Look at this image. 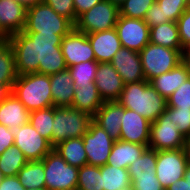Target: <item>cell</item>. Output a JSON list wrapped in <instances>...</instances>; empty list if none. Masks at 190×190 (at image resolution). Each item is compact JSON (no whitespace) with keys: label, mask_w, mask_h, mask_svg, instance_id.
Listing matches in <instances>:
<instances>
[{"label":"cell","mask_w":190,"mask_h":190,"mask_svg":"<svg viewBox=\"0 0 190 190\" xmlns=\"http://www.w3.org/2000/svg\"><path fill=\"white\" fill-rule=\"evenodd\" d=\"M65 35L23 31L10 35L7 40L14 51L18 76L29 73L50 76L67 69L60 47Z\"/></svg>","instance_id":"6da1fadb"},{"label":"cell","mask_w":190,"mask_h":190,"mask_svg":"<svg viewBox=\"0 0 190 190\" xmlns=\"http://www.w3.org/2000/svg\"><path fill=\"white\" fill-rule=\"evenodd\" d=\"M110 63L121 76L124 84L145 80L139 52L121 47Z\"/></svg>","instance_id":"e0dca14e"},{"label":"cell","mask_w":190,"mask_h":190,"mask_svg":"<svg viewBox=\"0 0 190 190\" xmlns=\"http://www.w3.org/2000/svg\"><path fill=\"white\" fill-rule=\"evenodd\" d=\"M16 1L19 2L26 9H29L32 6H35L36 4H39L40 2H42V0H16Z\"/></svg>","instance_id":"681fc988"},{"label":"cell","mask_w":190,"mask_h":190,"mask_svg":"<svg viewBox=\"0 0 190 190\" xmlns=\"http://www.w3.org/2000/svg\"><path fill=\"white\" fill-rule=\"evenodd\" d=\"M11 93L12 89L7 84L0 83V103L6 100Z\"/></svg>","instance_id":"c3c4849f"},{"label":"cell","mask_w":190,"mask_h":190,"mask_svg":"<svg viewBox=\"0 0 190 190\" xmlns=\"http://www.w3.org/2000/svg\"><path fill=\"white\" fill-rule=\"evenodd\" d=\"M9 35L0 27V41L7 40Z\"/></svg>","instance_id":"db71d44e"},{"label":"cell","mask_w":190,"mask_h":190,"mask_svg":"<svg viewBox=\"0 0 190 190\" xmlns=\"http://www.w3.org/2000/svg\"><path fill=\"white\" fill-rule=\"evenodd\" d=\"M147 148L146 145L131 143L124 140L114 141L107 163L110 166L128 169L131 163L136 161Z\"/></svg>","instance_id":"7402d4cb"},{"label":"cell","mask_w":190,"mask_h":190,"mask_svg":"<svg viewBox=\"0 0 190 190\" xmlns=\"http://www.w3.org/2000/svg\"><path fill=\"white\" fill-rule=\"evenodd\" d=\"M156 2L162 9L163 20L177 22L187 9L189 0H157Z\"/></svg>","instance_id":"8d00e7d4"},{"label":"cell","mask_w":190,"mask_h":190,"mask_svg":"<svg viewBox=\"0 0 190 190\" xmlns=\"http://www.w3.org/2000/svg\"><path fill=\"white\" fill-rule=\"evenodd\" d=\"M95 85L103 102L118 101L120 99L124 82L111 63H99Z\"/></svg>","instance_id":"2e32d148"},{"label":"cell","mask_w":190,"mask_h":190,"mask_svg":"<svg viewBox=\"0 0 190 190\" xmlns=\"http://www.w3.org/2000/svg\"><path fill=\"white\" fill-rule=\"evenodd\" d=\"M48 4L58 15L69 19L74 25L77 22L73 0H42Z\"/></svg>","instance_id":"f35d334b"},{"label":"cell","mask_w":190,"mask_h":190,"mask_svg":"<svg viewBox=\"0 0 190 190\" xmlns=\"http://www.w3.org/2000/svg\"><path fill=\"white\" fill-rule=\"evenodd\" d=\"M4 177H5V176L3 175L2 171L0 170V183H1V181L3 180Z\"/></svg>","instance_id":"6f0895ef"},{"label":"cell","mask_w":190,"mask_h":190,"mask_svg":"<svg viewBox=\"0 0 190 190\" xmlns=\"http://www.w3.org/2000/svg\"><path fill=\"white\" fill-rule=\"evenodd\" d=\"M93 117L72 107H54L52 146L69 138L83 137Z\"/></svg>","instance_id":"277c9868"},{"label":"cell","mask_w":190,"mask_h":190,"mask_svg":"<svg viewBox=\"0 0 190 190\" xmlns=\"http://www.w3.org/2000/svg\"><path fill=\"white\" fill-rule=\"evenodd\" d=\"M187 164L184 148L157 151L155 173L164 190L184 177Z\"/></svg>","instance_id":"30bf717a"},{"label":"cell","mask_w":190,"mask_h":190,"mask_svg":"<svg viewBox=\"0 0 190 190\" xmlns=\"http://www.w3.org/2000/svg\"><path fill=\"white\" fill-rule=\"evenodd\" d=\"M172 120L176 123L179 132L186 138L190 136V108H172Z\"/></svg>","instance_id":"ab89813d"},{"label":"cell","mask_w":190,"mask_h":190,"mask_svg":"<svg viewBox=\"0 0 190 190\" xmlns=\"http://www.w3.org/2000/svg\"><path fill=\"white\" fill-rule=\"evenodd\" d=\"M60 47L67 67L95 60L87 34L81 33L75 28L63 37Z\"/></svg>","instance_id":"5bb4252c"},{"label":"cell","mask_w":190,"mask_h":190,"mask_svg":"<svg viewBox=\"0 0 190 190\" xmlns=\"http://www.w3.org/2000/svg\"><path fill=\"white\" fill-rule=\"evenodd\" d=\"M75 25L67 18L58 15L43 1L26 12V23L23 32L41 34H69Z\"/></svg>","instance_id":"5b68a950"},{"label":"cell","mask_w":190,"mask_h":190,"mask_svg":"<svg viewBox=\"0 0 190 190\" xmlns=\"http://www.w3.org/2000/svg\"><path fill=\"white\" fill-rule=\"evenodd\" d=\"M17 177L25 189H45L43 160L28 161L18 172Z\"/></svg>","instance_id":"f546056e"},{"label":"cell","mask_w":190,"mask_h":190,"mask_svg":"<svg viewBox=\"0 0 190 190\" xmlns=\"http://www.w3.org/2000/svg\"><path fill=\"white\" fill-rule=\"evenodd\" d=\"M143 20L147 23L149 28L168 22V20H163L162 9L156 1L146 12Z\"/></svg>","instance_id":"7bdbcfd3"},{"label":"cell","mask_w":190,"mask_h":190,"mask_svg":"<svg viewBox=\"0 0 190 190\" xmlns=\"http://www.w3.org/2000/svg\"><path fill=\"white\" fill-rule=\"evenodd\" d=\"M101 1L102 0H73L76 18L84 12L90 10L94 5L100 3Z\"/></svg>","instance_id":"f6af8a7d"},{"label":"cell","mask_w":190,"mask_h":190,"mask_svg":"<svg viewBox=\"0 0 190 190\" xmlns=\"http://www.w3.org/2000/svg\"><path fill=\"white\" fill-rule=\"evenodd\" d=\"M182 54H190V42L183 47Z\"/></svg>","instance_id":"11a10c76"},{"label":"cell","mask_w":190,"mask_h":190,"mask_svg":"<svg viewBox=\"0 0 190 190\" xmlns=\"http://www.w3.org/2000/svg\"><path fill=\"white\" fill-rule=\"evenodd\" d=\"M120 119H122L120 139L148 147L151 122L127 108L121 112Z\"/></svg>","instance_id":"9a60e30c"},{"label":"cell","mask_w":190,"mask_h":190,"mask_svg":"<svg viewBox=\"0 0 190 190\" xmlns=\"http://www.w3.org/2000/svg\"><path fill=\"white\" fill-rule=\"evenodd\" d=\"M185 137L179 132L172 120V108L165 111L150 125V140L148 147L156 150H175L184 148Z\"/></svg>","instance_id":"ba28073f"},{"label":"cell","mask_w":190,"mask_h":190,"mask_svg":"<svg viewBox=\"0 0 190 190\" xmlns=\"http://www.w3.org/2000/svg\"><path fill=\"white\" fill-rule=\"evenodd\" d=\"M103 105L95 84L75 85L72 108L84 111L92 117Z\"/></svg>","instance_id":"d4e9b609"},{"label":"cell","mask_w":190,"mask_h":190,"mask_svg":"<svg viewBox=\"0 0 190 190\" xmlns=\"http://www.w3.org/2000/svg\"><path fill=\"white\" fill-rule=\"evenodd\" d=\"M118 102L154 122L167 107V100L146 81L125 84Z\"/></svg>","instance_id":"7a4b0ae2"},{"label":"cell","mask_w":190,"mask_h":190,"mask_svg":"<svg viewBox=\"0 0 190 190\" xmlns=\"http://www.w3.org/2000/svg\"><path fill=\"white\" fill-rule=\"evenodd\" d=\"M82 138L88 165H106L115 140H113L94 120L91 121L88 131Z\"/></svg>","instance_id":"8fae6325"},{"label":"cell","mask_w":190,"mask_h":190,"mask_svg":"<svg viewBox=\"0 0 190 190\" xmlns=\"http://www.w3.org/2000/svg\"><path fill=\"white\" fill-rule=\"evenodd\" d=\"M87 37L94 51L95 61L110 63L114 55L122 47L115 28L96 33H89Z\"/></svg>","instance_id":"ac0fdd59"},{"label":"cell","mask_w":190,"mask_h":190,"mask_svg":"<svg viewBox=\"0 0 190 190\" xmlns=\"http://www.w3.org/2000/svg\"><path fill=\"white\" fill-rule=\"evenodd\" d=\"M14 145V132L12 129L0 124V155Z\"/></svg>","instance_id":"ee69618b"},{"label":"cell","mask_w":190,"mask_h":190,"mask_svg":"<svg viewBox=\"0 0 190 190\" xmlns=\"http://www.w3.org/2000/svg\"><path fill=\"white\" fill-rule=\"evenodd\" d=\"M155 0H125L120 6V16L144 19Z\"/></svg>","instance_id":"d590c367"},{"label":"cell","mask_w":190,"mask_h":190,"mask_svg":"<svg viewBox=\"0 0 190 190\" xmlns=\"http://www.w3.org/2000/svg\"><path fill=\"white\" fill-rule=\"evenodd\" d=\"M167 107L176 109L190 108V77L167 99Z\"/></svg>","instance_id":"74e56055"},{"label":"cell","mask_w":190,"mask_h":190,"mask_svg":"<svg viewBox=\"0 0 190 190\" xmlns=\"http://www.w3.org/2000/svg\"><path fill=\"white\" fill-rule=\"evenodd\" d=\"M150 42L163 47L183 51L177 22H166L150 28Z\"/></svg>","instance_id":"4316f807"},{"label":"cell","mask_w":190,"mask_h":190,"mask_svg":"<svg viewBox=\"0 0 190 190\" xmlns=\"http://www.w3.org/2000/svg\"><path fill=\"white\" fill-rule=\"evenodd\" d=\"M184 178L190 184V164L188 163L185 169Z\"/></svg>","instance_id":"f5cc1de1"},{"label":"cell","mask_w":190,"mask_h":190,"mask_svg":"<svg viewBox=\"0 0 190 190\" xmlns=\"http://www.w3.org/2000/svg\"><path fill=\"white\" fill-rule=\"evenodd\" d=\"M12 93L29 112L53 106L49 75L39 73L20 75L14 82Z\"/></svg>","instance_id":"3957f363"},{"label":"cell","mask_w":190,"mask_h":190,"mask_svg":"<svg viewBox=\"0 0 190 190\" xmlns=\"http://www.w3.org/2000/svg\"><path fill=\"white\" fill-rule=\"evenodd\" d=\"M53 149L71 166L81 168L88 164L82 137L69 138L58 143Z\"/></svg>","instance_id":"484cf974"},{"label":"cell","mask_w":190,"mask_h":190,"mask_svg":"<svg viewBox=\"0 0 190 190\" xmlns=\"http://www.w3.org/2000/svg\"><path fill=\"white\" fill-rule=\"evenodd\" d=\"M27 9L16 0H0V27L10 36L24 30Z\"/></svg>","instance_id":"d6986e66"},{"label":"cell","mask_w":190,"mask_h":190,"mask_svg":"<svg viewBox=\"0 0 190 190\" xmlns=\"http://www.w3.org/2000/svg\"><path fill=\"white\" fill-rule=\"evenodd\" d=\"M50 89L54 107L72 106L75 85L68 68L50 75Z\"/></svg>","instance_id":"44dd1931"},{"label":"cell","mask_w":190,"mask_h":190,"mask_svg":"<svg viewBox=\"0 0 190 190\" xmlns=\"http://www.w3.org/2000/svg\"><path fill=\"white\" fill-rule=\"evenodd\" d=\"M166 190H190V184L183 177L171 184Z\"/></svg>","instance_id":"7dc6e473"},{"label":"cell","mask_w":190,"mask_h":190,"mask_svg":"<svg viewBox=\"0 0 190 190\" xmlns=\"http://www.w3.org/2000/svg\"><path fill=\"white\" fill-rule=\"evenodd\" d=\"M131 190H164L157 177L130 178Z\"/></svg>","instance_id":"b9f144b4"},{"label":"cell","mask_w":190,"mask_h":190,"mask_svg":"<svg viewBox=\"0 0 190 190\" xmlns=\"http://www.w3.org/2000/svg\"><path fill=\"white\" fill-rule=\"evenodd\" d=\"M27 162L28 160L22 151L13 145L0 155V170L5 177L17 176Z\"/></svg>","instance_id":"1f68e13d"},{"label":"cell","mask_w":190,"mask_h":190,"mask_svg":"<svg viewBox=\"0 0 190 190\" xmlns=\"http://www.w3.org/2000/svg\"><path fill=\"white\" fill-rule=\"evenodd\" d=\"M187 8L190 10V0H189V2H188Z\"/></svg>","instance_id":"91938a15"},{"label":"cell","mask_w":190,"mask_h":190,"mask_svg":"<svg viewBox=\"0 0 190 190\" xmlns=\"http://www.w3.org/2000/svg\"><path fill=\"white\" fill-rule=\"evenodd\" d=\"M124 109L118 101L103 102L93 116V120L115 141L120 140L122 122L120 118Z\"/></svg>","instance_id":"ffe728a7"},{"label":"cell","mask_w":190,"mask_h":190,"mask_svg":"<svg viewBox=\"0 0 190 190\" xmlns=\"http://www.w3.org/2000/svg\"><path fill=\"white\" fill-rule=\"evenodd\" d=\"M120 15L119 6L102 0L77 18L75 29L89 34L115 28Z\"/></svg>","instance_id":"9c48e42d"},{"label":"cell","mask_w":190,"mask_h":190,"mask_svg":"<svg viewBox=\"0 0 190 190\" xmlns=\"http://www.w3.org/2000/svg\"><path fill=\"white\" fill-rule=\"evenodd\" d=\"M113 4H116L117 6H120L125 0H108Z\"/></svg>","instance_id":"9f6ffc18"},{"label":"cell","mask_w":190,"mask_h":190,"mask_svg":"<svg viewBox=\"0 0 190 190\" xmlns=\"http://www.w3.org/2000/svg\"><path fill=\"white\" fill-rule=\"evenodd\" d=\"M98 66L99 63L92 60L68 67V70L73 78L74 85L95 84L94 80Z\"/></svg>","instance_id":"e575fe53"},{"label":"cell","mask_w":190,"mask_h":190,"mask_svg":"<svg viewBox=\"0 0 190 190\" xmlns=\"http://www.w3.org/2000/svg\"><path fill=\"white\" fill-rule=\"evenodd\" d=\"M177 26L179 31V39L182 47H184L190 42V10L188 8L177 20Z\"/></svg>","instance_id":"60d3db41"},{"label":"cell","mask_w":190,"mask_h":190,"mask_svg":"<svg viewBox=\"0 0 190 190\" xmlns=\"http://www.w3.org/2000/svg\"><path fill=\"white\" fill-rule=\"evenodd\" d=\"M101 176L103 190H131L128 169L106 164L101 166Z\"/></svg>","instance_id":"83f0119b"},{"label":"cell","mask_w":190,"mask_h":190,"mask_svg":"<svg viewBox=\"0 0 190 190\" xmlns=\"http://www.w3.org/2000/svg\"><path fill=\"white\" fill-rule=\"evenodd\" d=\"M25 190H46V189L31 188V189H25Z\"/></svg>","instance_id":"680465c9"},{"label":"cell","mask_w":190,"mask_h":190,"mask_svg":"<svg viewBox=\"0 0 190 190\" xmlns=\"http://www.w3.org/2000/svg\"><path fill=\"white\" fill-rule=\"evenodd\" d=\"M139 55L145 80L148 82L163 73L171 71L183 62L182 51L151 42L139 52Z\"/></svg>","instance_id":"8992f818"},{"label":"cell","mask_w":190,"mask_h":190,"mask_svg":"<svg viewBox=\"0 0 190 190\" xmlns=\"http://www.w3.org/2000/svg\"><path fill=\"white\" fill-rule=\"evenodd\" d=\"M76 190H103L101 166L87 164L79 168Z\"/></svg>","instance_id":"836d02e7"},{"label":"cell","mask_w":190,"mask_h":190,"mask_svg":"<svg viewBox=\"0 0 190 190\" xmlns=\"http://www.w3.org/2000/svg\"><path fill=\"white\" fill-rule=\"evenodd\" d=\"M0 190H25L17 176H6L0 183Z\"/></svg>","instance_id":"bcb514c9"},{"label":"cell","mask_w":190,"mask_h":190,"mask_svg":"<svg viewBox=\"0 0 190 190\" xmlns=\"http://www.w3.org/2000/svg\"><path fill=\"white\" fill-rule=\"evenodd\" d=\"M14 145L25 155L28 161L42 160L52 149L51 143L43 138L28 122L13 130Z\"/></svg>","instance_id":"7c38bea8"},{"label":"cell","mask_w":190,"mask_h":190,"mask_svg":"<svg viewBox=\"0 0 190 190\" xmlns=\"http://www.w3.org/2000/svg\"><path fill=\"white\" fill-rule=\"evenodd\" d=\"M157 151L147 147L142 155L128 167L130 178L156 177Z\"/></svg>","instance_id":"4dcf8cb0"},{"label":"cell","mask_w":190,"mask_h":190,"mask_svg":"<svg viewBox=\"0 0 190 190\" xmlns=\"http://www.w3.org/2000/svg\"><path fill=\"white\" fill-rule=\"evenodd\" d=\"M190 77L187 65L182 62L167 73L153 78L149 83L165 99L173 94Z\"/></svg>","instance_id":"603a6c76"},{"label":"cell","mask_w":190,"mask_h":190,"mask_svg":"<svg viewBox=\"0 0 190 190\" xmlns=\"http://www.w3.org/2000/svg\"><path fill=\"white\" fill-rule=\"evenodd\" d=\"M115 30L122 47L140 52L150 42V28L143 19L119 15Z\"/></svg>","instance_id":"4fadbf2b"},{"label":"cell","mask_w":190,"mask_h":190,"mask_svg":"<svg viewBox=\"0 0 190 190\" xmlns=\"http://www.w3.org/2000/svg\"><path fill=\"white\" fill-rule=\"evenodd\" d=\"M46 190H76L79 168L68 164L54 149L43 159Z\"/></svg>","instance_id":"52a82bcc"},{"label":"cell","mask_w":190,"mask_h":190,"mask_svg":"<svg viewBox=\"0 0 190 190\" xmlns=\"http://www.w3.org/2000/svg\"><path fill=\"white\" fill-rule=\"evenodd\" d=\"M29 111L13 94L0 103V124L9 129H17L29 122Z\"/></svg>","instance_id":"cb8c5ba5"},{"label":"cell","mask_w":190,"mask_h":190,"mask_svg":"<svg viewBox=\"0 0 190 190\" xmlns=\"http://www.w3.org/2000/svg\"><path fill=\"white\" fill-rule=\"evenodd\" d=\"M17 77L13 48L8 40L0 41V83L12 89Z\"/></svg>","instance_id":"f1b7e54d"},{"label":"cell","mask_w":190,"mask_h":190,"mask_svg":"<svg viewBox=\"0 0 190 190\" xmlns=\"http://www.w3.org/2000/svg\"><path fill=\"white\" fill-rule=\"evenodd\" d=\"M184 151L186 154L187 161L190 164V136L185 138Z\"/></svg>","instance_id":"f907efd6"},{"label":"cell","mask_w":190,"mask_h":190,"mask_svg":"<svg viewBox=\"0 0 190 190\" xmlns=\"http://www.w3.org/2000/svg\"><path fill=\"white\" fill-rule=\"evenodd\" d=\"M182 59L190 71V54H182Z\"/></svg>","instance_id":"816d5d0a"},{"label":"cell","mask_w":190,"mask_h":190,"mask_svg":"<svg viewBox=\"0 0 190 190\" xmlns=\"http://www.w3.org/2000/svg\"><path fill=\"white\" fill-rule=\"evenodd\" d=\"M54 119V106L32 111L29 113V122L34 129L52 145V124Z\"/></svg>","instance_id":"d6a6232c"}]
</instances>
